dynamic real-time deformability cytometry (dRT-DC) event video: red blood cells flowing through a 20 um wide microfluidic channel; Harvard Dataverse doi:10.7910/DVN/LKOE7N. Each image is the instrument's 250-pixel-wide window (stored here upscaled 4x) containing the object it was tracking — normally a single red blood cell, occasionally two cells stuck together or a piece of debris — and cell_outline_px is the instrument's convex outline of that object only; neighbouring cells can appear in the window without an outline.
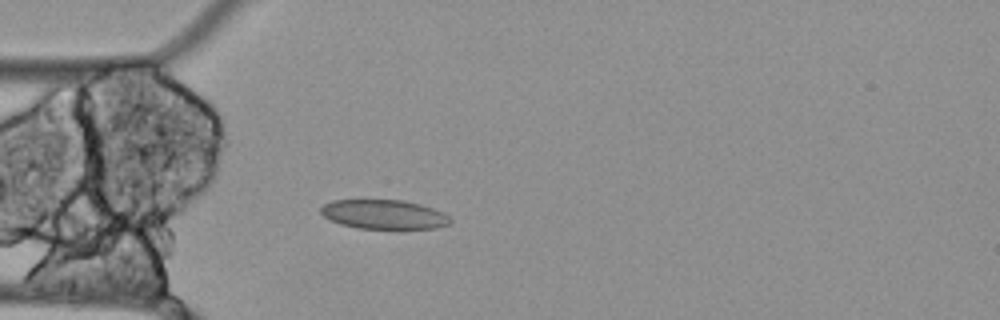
{"species": "Egyptian fruit bat (a non-hibernating species)", "species_latin": "Rousettus aegyptiacus", "temperature_condition": "cold", "stored_images_in_passage": 44, "camera_frame_rate_fps": 3000, "um_per_image_px": 0.085, "animal": {"sex": "female"}, "frame": {"image": 1, "passage_image": 6, "time_ms": 1.667, "image_size_px": [1000, 320], "cell_outline_px": [[452, 220], [448, 224], [436, 228], [356, 228], [340, 224], [328, 220], [320, 212], [320, 208], [324, 204], [332, 200], [404, 200], [420, 204], [432, 208], [448, 216]], "centroid_in_image_um": [32.58, 18.22], "position_along_channel_um": 52.4, "area_um2": 21.96}}
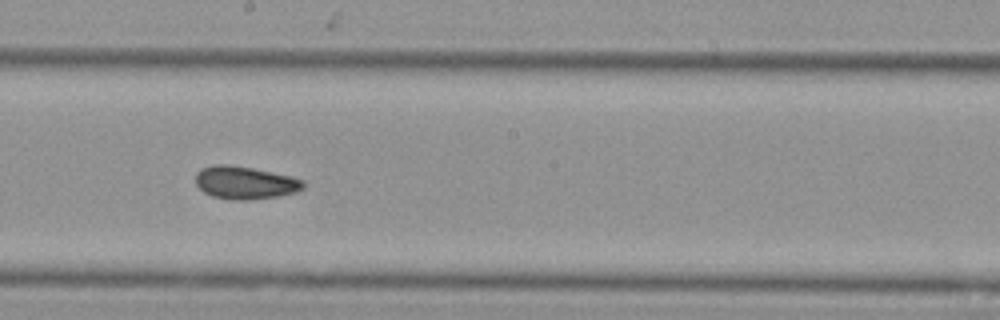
{"frame": {"image": 2, "passage_image": 21, "time_ms": 6.667, "image_size_px": [1000, 320], "cell_outline_px": [[304, 188], [296, 192], [276, 196], [252, 200], [232, 200], [212, 196], [204, 192], [196, 184], [196, 172], [200, 168], [212, 164], [228, 164], [252, 168], [292, 176], [304, 180]], "centroid_in_image_um": [20.81, 15.52], "position_along_channel_um": 227.4, "area_um2": 20.75}}
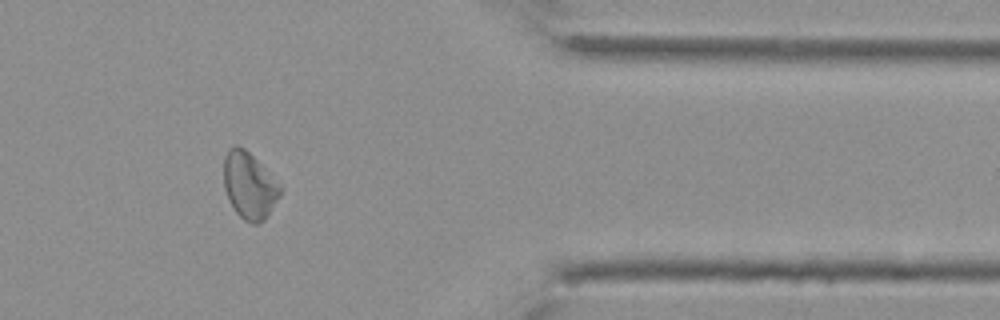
{"frame": {"image": 3, "passage_image": 37, "time_ms": 12.0, "image_size_px": [1000, 320], "cell_outline_px": [[284, 188], [280, 196], [264, 220], [260, 224], [252, 224], [244, 220], [236, 212], [228, 200], [224, 188], [224, 156], [228, 148], [236, 144], [244, 148]], "centroid_in_image_um": [21.18, 15.78], "position_along_channel_um": 390.2, "area_um2": 21.96}}